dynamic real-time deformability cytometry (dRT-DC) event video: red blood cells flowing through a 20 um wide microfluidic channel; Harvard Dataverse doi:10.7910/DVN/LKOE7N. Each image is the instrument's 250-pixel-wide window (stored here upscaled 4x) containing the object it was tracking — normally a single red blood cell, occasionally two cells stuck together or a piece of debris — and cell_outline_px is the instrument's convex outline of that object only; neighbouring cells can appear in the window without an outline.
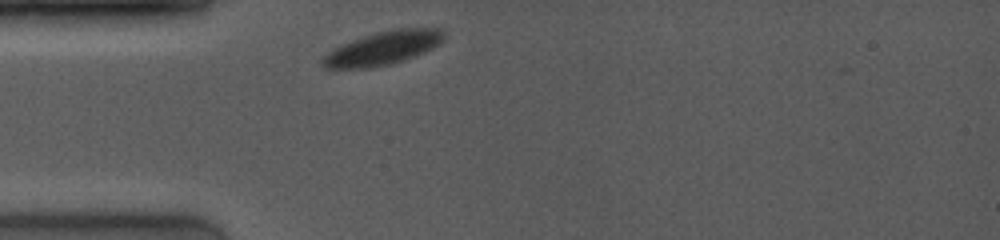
{"species": "common noctule bat (a hibernating species)", "species_latin": "Nyctalus noctula", "temperature_condition": "room temperature", "stored_images_in_passage": 25, "camera_frame_rate_fps": 4000, "um_per_image_px": 0.085, "animal": {"sex": "female", "body_mass_g": 19.0, "forearm_length_mm": 53.3}, "frame": {"image": 1, "passage_image": 1, "time_ms": 0.0, "image_size_px": [1000, 240], "cell_outline_px": [[444, 40], [440, 44], [416, 56], [392, 64], [368, 68], [324, 68], [320, 64], [320, 60], [332, 48], [340, 44], [364, 36], [392, 28], [440, 28], [444, 32]], "centroid_in_image_um": [32.54, 4.09], "position_along_channel_um": 52.5, "area_um2": 23.93}}
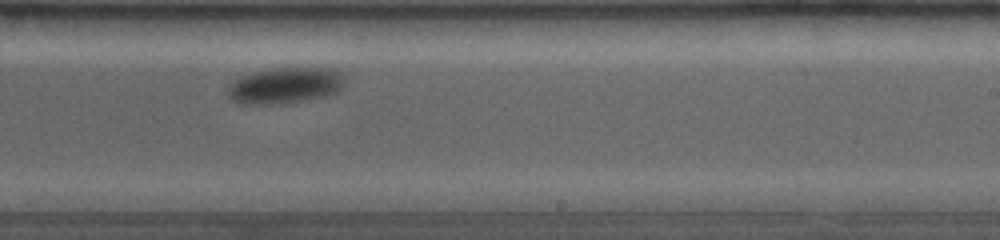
{"frame": {"image": 2, "passage_image": 18, "time_ms": 6.0, "image_size_px": [1000, 240], "cell_outline_px": [[340, 88], [336, 92], [324, 96], [300, 100], [268, 104], [236, 104], [228, 96], [228, 88], [236, 80], [244, 76], [256, 72], [276, 68], [332, 68], [340, 72]], "centroid_in_image_um": [24.17, 7.27], "position_along_channel_um": 264.8, "area_um2": 23.7}}
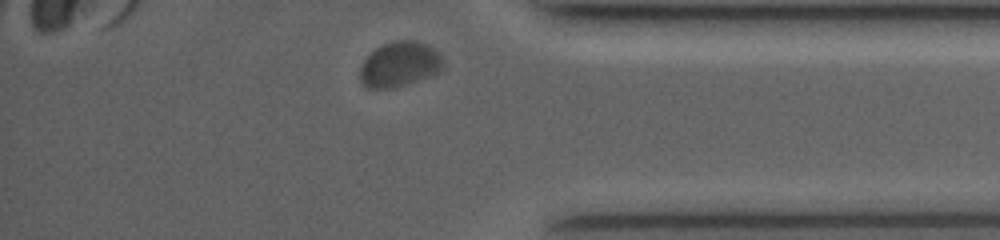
{"frame": {"image": 3, "passage_image": 25, "time_ms": 9.75, "image_size_px": [1000, 240], "cell_outline_px": [[444, 64], [440, 72], [432, 76], [392, 88], [368, 88], [360, 80], [360, 68], [364, 60], [380, 44], [396, 40], [416, 40], [428, 44], [440, 52], [444, 60]], "centroid_in_image_um": [34.02, 5.44], "position_along_channel_um": 401.2, "area_um2": 22.14}, "authors_computed_cell_mechanics": {"area_um2": 25.6632, "velocity_mm_per_s": 3.6827, "shape_relaxation_time_tau1_ms": 0.8266, "shape_relaxation_time_tau2_ms": null, "deformation_change_tau1": 0.0432, "deformation_change_tau2": null}}